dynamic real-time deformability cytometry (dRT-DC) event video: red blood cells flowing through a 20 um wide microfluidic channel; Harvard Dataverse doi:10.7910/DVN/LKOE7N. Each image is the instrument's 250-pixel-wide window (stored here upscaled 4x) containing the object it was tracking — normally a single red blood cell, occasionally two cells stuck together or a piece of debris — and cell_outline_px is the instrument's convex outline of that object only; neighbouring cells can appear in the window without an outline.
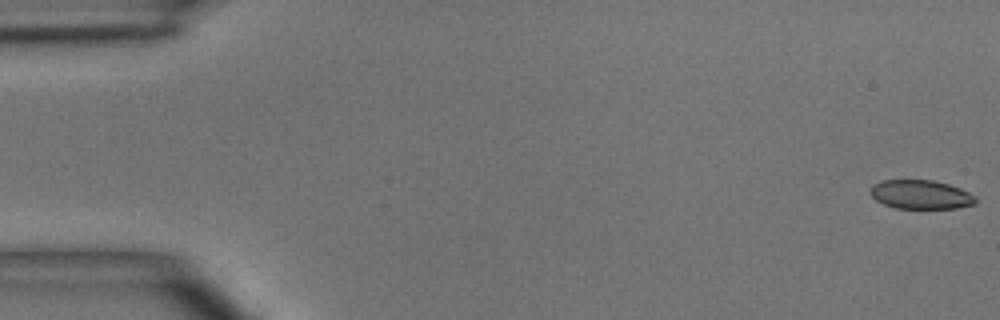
{"species": "common noctule bat (a hibernating species)", "species_latin": "Nyctalus noctula", "temperature_condition": "room temperature", "stored_images_in_passage": 5, "camera_frame_rate_fps": 3000, "um_per_image_px": 0.085, "animal": {"sex": "male", "body_mass_g": 15.6}, "frame": {"image": 1, "passage_image": 1, "time_ms": 0.0, "image_size_px": [1000, 320], "cell_outline_px": [[976, 204], [956, 208], [896, 208], [884, 204], [876, 200], [868, 192], [872, 184], [884, 180], [932, 180], [948, 184], [960, 188], [976, 196]], "centroid_in_image_um": [78.25, 16.53], "position_along_channel_um": 6.7, "area_um2": 17.8}}
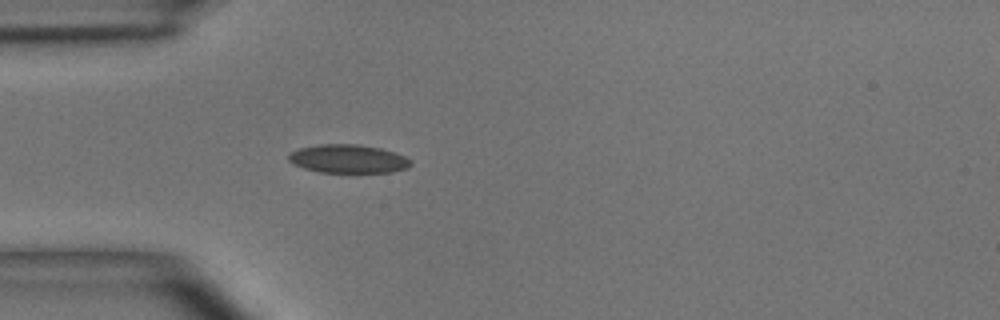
{"frame": {"image": 2, "passage_image": 5, "time_ms": 4.667, "image_size_px": [1000, 320], "cell_outline_px": [[412, 164], [408, 168], [392, 172], [320, 172], [304, 168], [292, 164], [288, 160], [288, 156], [292, 152], [300, 148], [320, 144], [360, 144], [380, 148], [396, 152], [412, 160]], "centroid_in_image_um": [29.63, 13.5], "position_along_channel_um": 55.4, "area_um2": 20.35}}